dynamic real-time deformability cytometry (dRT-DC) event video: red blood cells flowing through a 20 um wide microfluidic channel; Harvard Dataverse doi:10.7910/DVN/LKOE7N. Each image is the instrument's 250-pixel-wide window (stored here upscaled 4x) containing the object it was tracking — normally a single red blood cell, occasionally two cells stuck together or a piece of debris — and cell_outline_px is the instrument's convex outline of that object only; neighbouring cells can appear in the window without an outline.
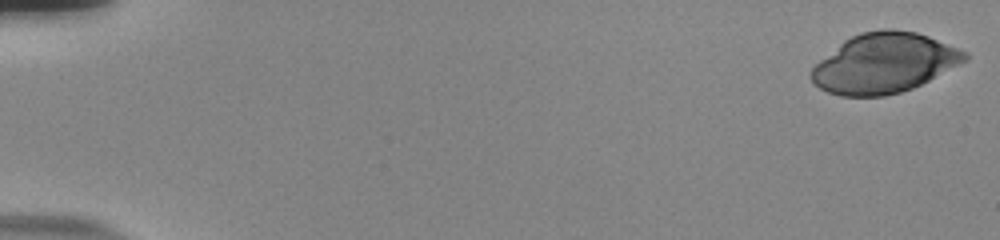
{"species": "human", "species_latin": "Homo sapiens", "temperature_condition": "room temperature", "stored_images_in_passage": 55, "camera_frame_rate_fps": 3000, "um_per_image_px": 0.085, "donor": {"sex": "male"}, "frame": {"image": 1, "passage_image": 1, "time_ms": 0.0, "image_size_px": [1000, 240], "cell_outline_px": [[968, 60], [912, 88], [900, 92], [884, 96], [840, 96], [828, 92], [812, 84], [812, 68], [820, 60], [844, 40], [860, 32], [880, 28], [892, 28], [916, 32], [928, 36], [968, 52]], "centroid_in_image_um": [75.15, 5.35], "position_along_channel_um": 9.8, "area_um2": 53.29}}
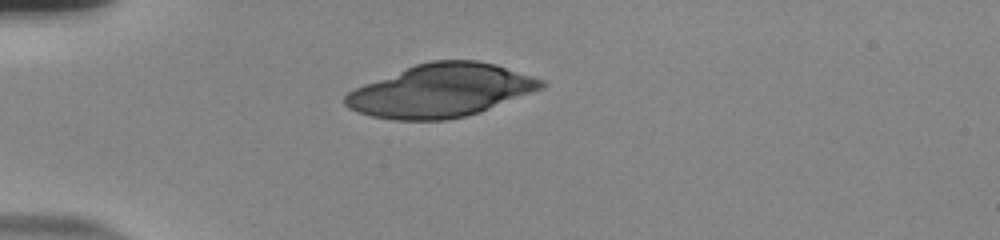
{"frame": {"image": 2, "passage_image": 16, "time_ms": 5.0, "image_size_px": [1000, 240], "cell_outline_px": [[548, 84], [544, 88], [480, 112], [464, 116], [444, 120], [392, 120], [372, 116], [348, 108], [344, 104], [344, 96], [348, 92], [364, 84], [416, 64], [432, 60], [476, 60], [496, 64], [544, 80]], "centroid_in_image_um": [37.5, 7.7], "position_along_channel_um": 47.5, "area_um2": 60.34}}
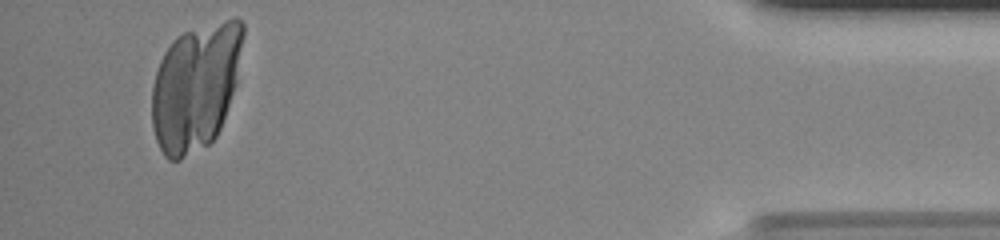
{"frame": {"image": 3, "passage_image": 53, "time_ms": 17.333, "image_size_px": [1000, 240], "cell_outline_px": [[244, 36], [236, 84], [220, 128], [216, 136], [208, 144], [180, 160], [168, 160], [164, 156], [156, 140], [152, 128], [152, 84], [160, 60], [164, 52], [176, 36], [184, 32], [232, 16], [236, 16], [244, 24]], "centroid_in_image_um": [16.63, 7.35], "position_along_channel_um": 418.6, "area_um2": 67.74}}